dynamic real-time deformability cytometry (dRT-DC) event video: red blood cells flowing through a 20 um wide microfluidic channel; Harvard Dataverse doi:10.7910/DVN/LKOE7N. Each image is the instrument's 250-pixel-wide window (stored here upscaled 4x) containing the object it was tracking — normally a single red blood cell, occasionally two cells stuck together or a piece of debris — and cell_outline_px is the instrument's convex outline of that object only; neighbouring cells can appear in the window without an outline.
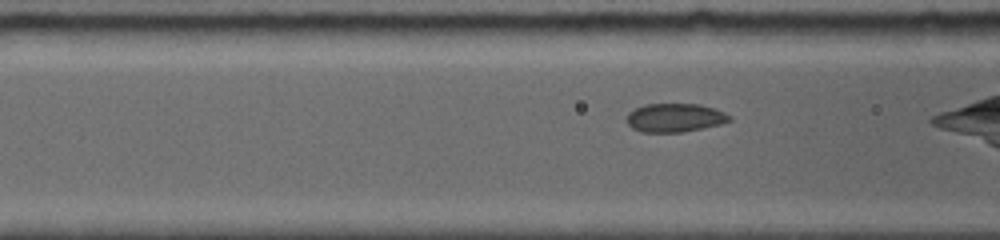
{"species": "common noctule bat (a hibernating species)", "species_latin": "Nyctalus noctula", "temperature_condition": "room temperature", "stored_images_in_passage": 36, "camera_frame_rate_fps": 5000, "um_per_image_px": 0.085, "animal": {"sex": "female", "body_mass_g": 19.0, "forearm_length_mm": 56.7}, "frame": {"image": 1, "passage_image": 5, "time_ms": 1.4, "image_size_px": [1000, 240], "cell_outline_px": [[732, 120], [720, 124], [680, 132], [640, 132], [632, 128], [624, 120], [628, 112], [644, 104], [700, 104], [724, 112], [732, 116]], "centroid_in_image_um": [57.32, 10.0], "position_along_channel_um": 109.3, "area_um2": 17.17}}
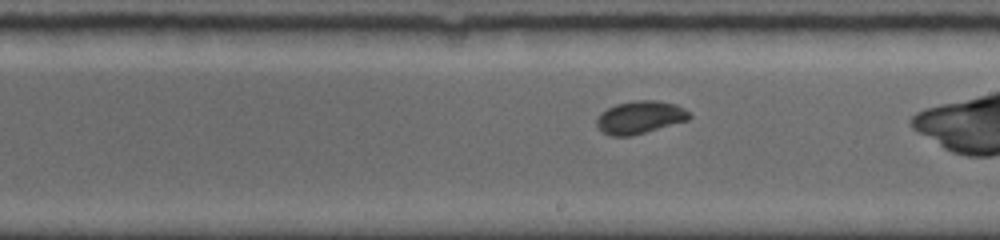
{"frame": {"image": 2, "passage_image": 14, "time_ms": 4.6, "image_size_px": [1000, 240], "cell_outline_px": [[692, 116], [688, 120], [632, 136], [608, 136], [596, 124], [596, 120], [600, 112], [616, 104], [636, 100], [656, 100], [676, 104], [692, 112]], "centroid_in_image_um": [54.42, 9.97], "position_along_channel_um": 234.6, "area_um2": 17.8}}
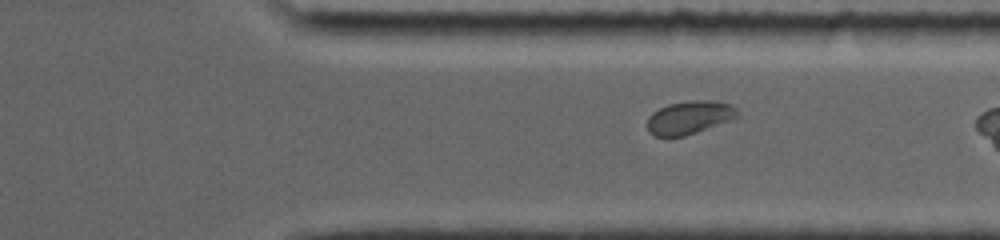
{"frame": {"image": 3, "passage_image": 27, "time_ms": 7.6, "image_size_px": [1000, 240], "cell_outline_px": [[740, 116], [736, 120], [684, 136], [656, 136], [648, 132], [648, 116], [652, 112], [668, 104], [688, 100], [708, 100], [732, 104], [740, 112]], "centroid_in_image_um": [58.68, 9.98], "position_along_channel_um": 352.7, "area_um2": 17.86}}